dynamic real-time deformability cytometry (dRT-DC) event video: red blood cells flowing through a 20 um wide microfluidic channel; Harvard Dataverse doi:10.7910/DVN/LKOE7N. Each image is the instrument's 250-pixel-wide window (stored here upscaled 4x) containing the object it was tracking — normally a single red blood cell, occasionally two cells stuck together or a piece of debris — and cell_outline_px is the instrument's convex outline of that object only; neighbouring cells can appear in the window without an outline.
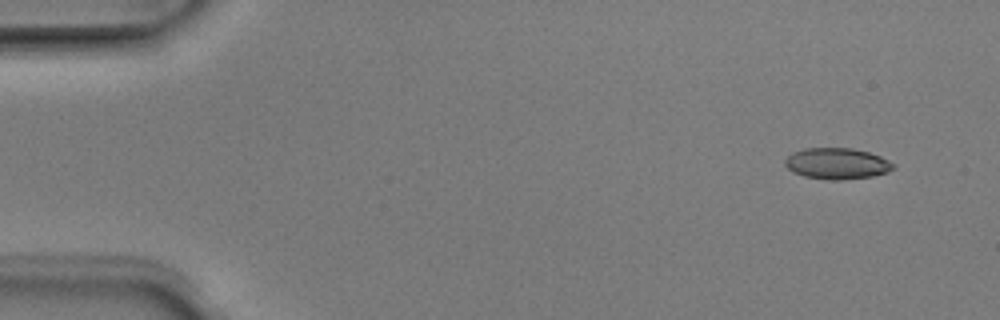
{"species": "Egyptian fruit bat (a non-hibernating species)", "species_latin": "Rousettus aegyptiacus", "temperature_condition": "room temperature", "stored_images_in_passage": 4, "camera_frame_rate_fps": 3000, "um_per_image_px": 0.085, "animal": {"sex": "male"}, "frame": {"image": 1, "passage_image": 1, "time_ms": 0.0, "image_size_px": [1000, 320], "cell_outline_px": [[896, 168], [888, 172], [872, 176], [840, 180], [828, 180], [804, 176], [792, 172], [784, 164], [784, 160], [792, 152], [804, 148], [852, 148], [868, 152], [880, 156], [896, 164]], "centroid_in_image_um": [71.15, 13.9], "position_along_channel_um": 13.9, "area_um2": 19.83}}
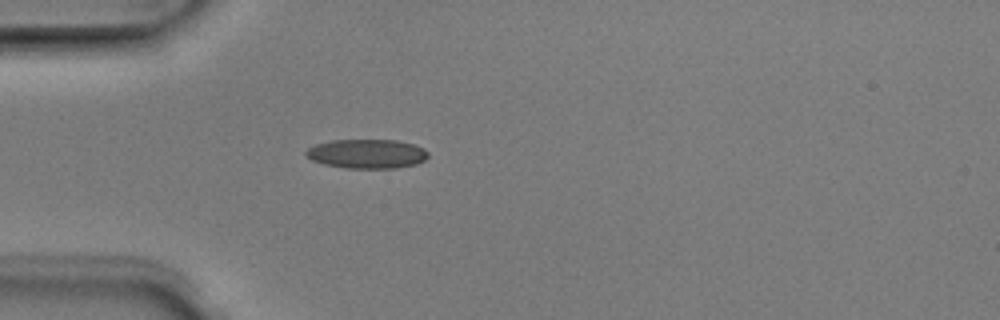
{"frame": {"image": 2, "passage_image": 4, "time_ms": 1.0, "image_size_px": [1000, 320], "cell_outline_px": [[428, 156], [424, 160], [416, 164], [396, 168], [344, 168], [324, 164], [312, 160], [304, 152], [308, 148], [316, 144], [332, 140], [396, 140], [412, 144], [424, 148], [428, 152]], "centroid_in_image_um": [31.19, 13.07], "position_along_channel_um": 53.8, "area_um2": 20.75}}